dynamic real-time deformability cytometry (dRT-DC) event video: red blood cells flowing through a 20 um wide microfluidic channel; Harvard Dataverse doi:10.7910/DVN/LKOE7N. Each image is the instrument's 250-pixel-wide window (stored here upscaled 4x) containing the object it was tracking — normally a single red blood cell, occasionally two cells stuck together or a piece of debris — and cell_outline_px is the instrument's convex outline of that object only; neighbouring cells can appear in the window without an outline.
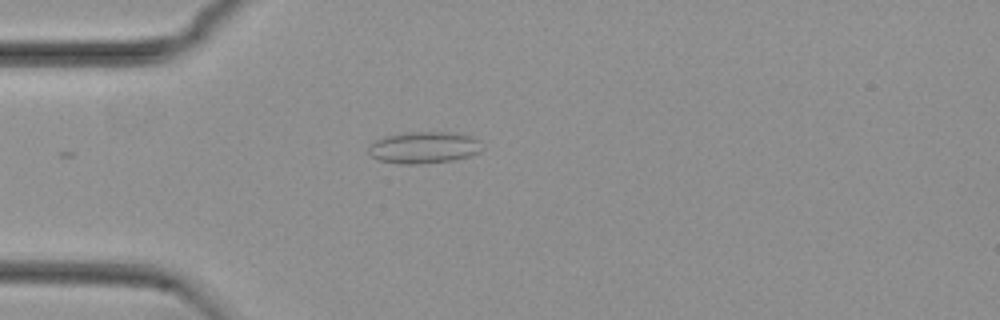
{"species": "common noctule bat (a hibernating species)", "species_latin": "Nyctalus noctula", "temperature_condition": "cold", "stored_images_in_passage": 28, "camera_frame_rate_fps": 3000, "um_per_image_px": 0.085, "animal": {"sex": "female", "body_mass_g": 29.2, "forearm_length_mm": 56.3}, "frame": {"image": 1, "passage_image": 4, "time_ms": 1.0, "image_size_px": [1000, 320], "cell_outline_px": [[484, 148], [480, 152], [472, 156], [456, 160], [420, 164], [400, 164], [380, 160], [372, 156], [368, 152], [368, 148], [376, 140], [388, 136], [404, 132], [448, 132], [472, 136], [480, 140]], "centroid_in_image_um": [36.11, 12.55], "position_along_channel_um": 48.9, "area_um2": 21.21}}
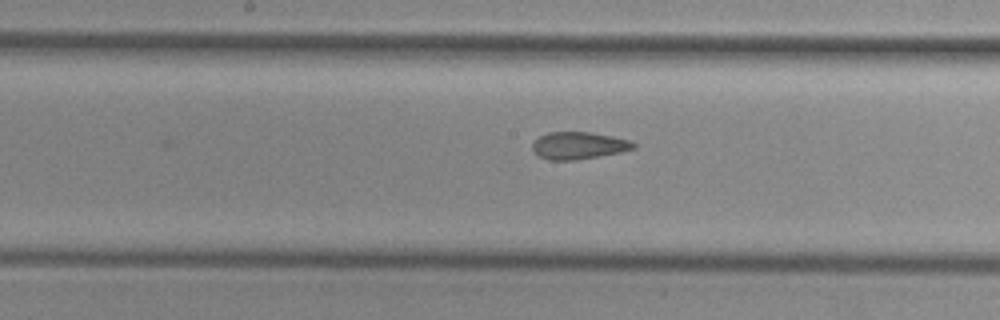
{"frame": {"image": 2, "passage_image": 17, "time_ms": 5.333, "image_size_px": [1000, 320], "cell_outline_px": [[636, 148], [620, 152], [572, 160], [548, 160], [540, 156], [532, 148], [532, 144], [540, 136], [548, 132], [588, 132], [612, 136], [628, 140], [636, 144]], "centroid_in_image_um": [49.18, 12.36], "position_along_channel_um": 199.0, "area_um2": 15.72}}
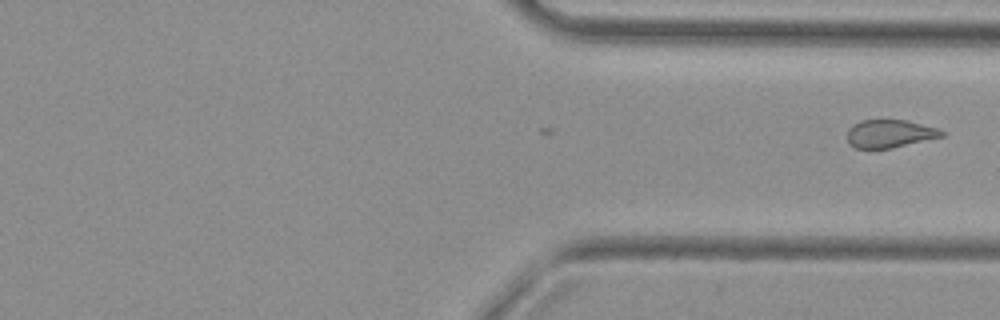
{"frame": {"image": 3, "passage_image": 28, "time_ms": 9.0, "image_size_px": [1000, 320], "cell_outline_px": [[944, 136], [892, 148], [856, 148], [848, 144], [848, 128], [852, 124], [860, 120], [908, 120], [940, 128], [944, 132]], "centroid_in_image_um": [75.64, 11.35], "position_along_channel_um": 335.8, "area_um2": 15.55}}